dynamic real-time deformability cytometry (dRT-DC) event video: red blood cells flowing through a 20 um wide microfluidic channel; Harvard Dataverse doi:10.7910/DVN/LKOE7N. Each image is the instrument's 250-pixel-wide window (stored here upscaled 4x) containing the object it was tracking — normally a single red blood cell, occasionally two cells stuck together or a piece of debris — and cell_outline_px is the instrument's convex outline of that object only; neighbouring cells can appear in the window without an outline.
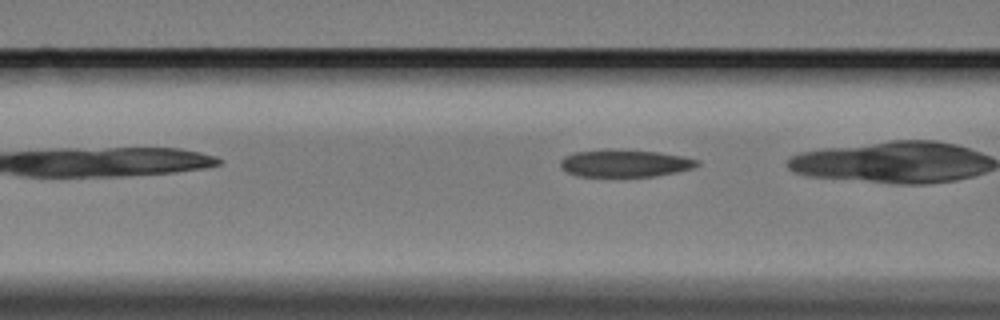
{"species": "Egyptian fruit bat (a non-hibernating species)", "species_latin": "Rousettus aegyptiacus", "temperature_condition": "cold", "stored_images_in_passage": 7, "camera_frame_rate_fps": 3000, "um_per_image_px": 0.085, "animal": {"sex": "female"}, "frame": {"image": 1, "passage_image": 5, "time_ms": 1.333, "image_size_px": [1000, 320], "cell_outline_px": [[700, 164], [696, 168], [656, 176], [576, 176], [564, 172], [560, 168], [560, 160], [564, 156], [572, 152], [660, 152], [684, 156], [700, 160]], "centroid_in_image_um": [53.15, 13.93], "position_along_channel_um": 113.4, "area_um2": 21.15}}